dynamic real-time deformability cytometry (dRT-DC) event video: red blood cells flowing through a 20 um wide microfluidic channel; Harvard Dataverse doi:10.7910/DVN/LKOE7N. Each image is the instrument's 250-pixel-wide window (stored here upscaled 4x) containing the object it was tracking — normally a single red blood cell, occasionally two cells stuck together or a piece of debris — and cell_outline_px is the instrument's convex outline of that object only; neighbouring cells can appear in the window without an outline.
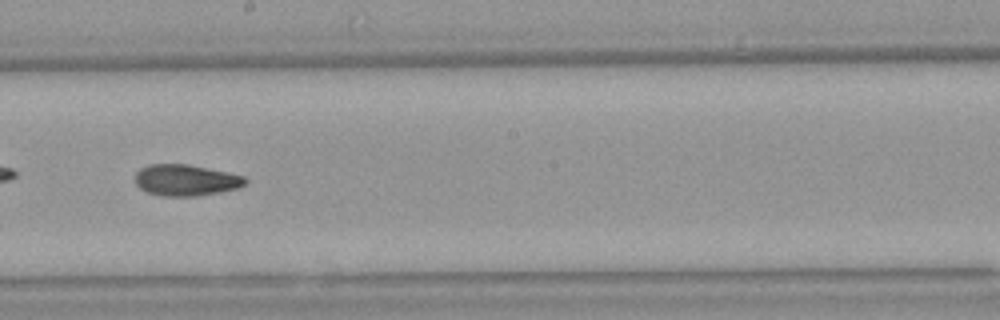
{"species": "Egyptian fruit bat (a non-hibernating species)", "species_latin": "Rousettus aegyptiacus", "temperature_condition": "warm", "stored_images_in_passage": 28, "camera_frame_rate_fps": 3000, "um_per_image_px": 0.085, "animal": {"sex": "female"}, "frame": {"image": 1, "passage_image": 16, "time_ms": 5.0, "image_size_px": [1000, 320], "cell_outline_px": [[248, 180], [240, 188], [220, 192], [196, 196], [160, 196], [148, 192], [140, 188], [136, 184], [136, 172], [140, 168], [148, 164], [188, 164], [228, 172], [244, 176]], "centroid_in_image_um": [15.8, 15.31], "position_along_channel_um": 232.4, "area_um2": 20.17}}